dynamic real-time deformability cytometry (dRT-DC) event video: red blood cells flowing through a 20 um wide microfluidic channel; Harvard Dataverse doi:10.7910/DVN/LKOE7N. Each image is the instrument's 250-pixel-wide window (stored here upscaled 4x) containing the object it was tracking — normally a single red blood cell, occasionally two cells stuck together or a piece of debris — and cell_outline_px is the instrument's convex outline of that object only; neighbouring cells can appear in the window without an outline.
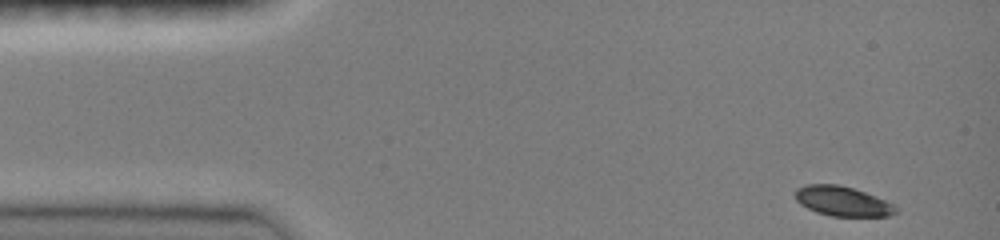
{"species": "common noctule bat (a hibernating species)", "species_latin": "Nyctalus noctula", "temperature_condition": "room temperature", "stored_images_in_passage": 30, "camera_frame_rate_fps": 3000, "um_per_image_px": 0.085, "animal": {"sex": "female", "body_mass_g": 19.0, "forearm_length_mm": 51.5}, "frame": {"image": 1, "passage_image": 1, "time_ms": 0.0, "image_size_px": [1000, 240], "cell_outline_px": [[900, 212], [888, 216], [832, 216], [816, 212], [800, 204], [796, 200], [796, 188], [804, 184], [836, 184], [852, 188], [864, 192], [896, 204]], "centroid_in_image_um": [71.65, 17.11], "position_along_channel_um": 13.4, "area_um2": 17.51}}
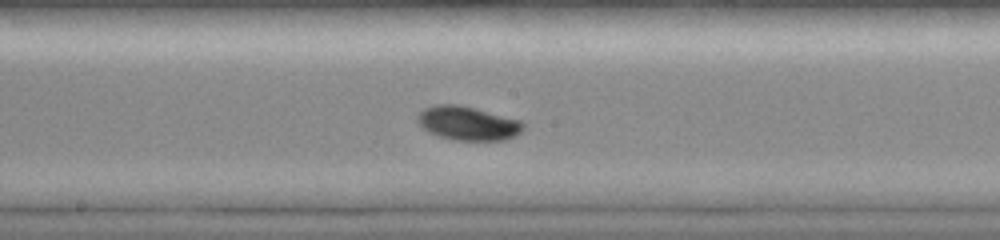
{"frame": {"image": 2, "passage_image": 15, "time_ms": 7.333, "image_size_px": [1000, 240], "cell_outline_px": [[524, 128], [516, 136], [504, 140], [456, 140], [440, 136], [428, 132], [416, 120], [416, 116], [424, 108], [436, 104], [460, 104], [476, 108], [520, 120], [524, 124]], "centroid_in_image_um": [39.76, 10.47], "position_along_channel_um": 208.4, "area_um2": 20.92}}
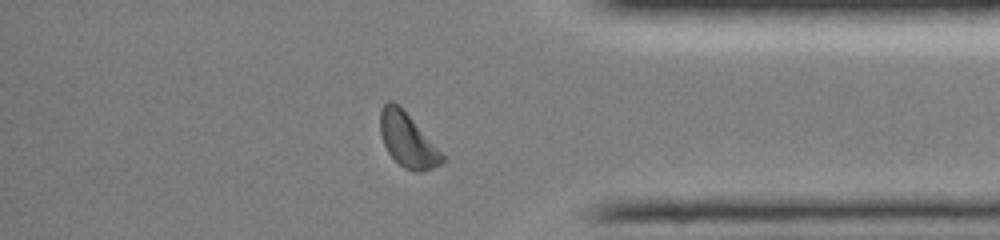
{"frame": {"image": 3, "passage_image": 26, "time_ms": 12.333, "image_size_px": [1000, 240], "cell_outline_px": [[444, 160], [440, 164], [424, 172], [416, 172], [404, 168], [388, 152], [384, 144], [380, 132], [380, 112], [384, 104], [388, 100], [392, 100], [400, 104], [444, 156]], "centroid_in_image_um": [34.62, 11.88], "position_along_channel_um": 400.6, "area_um2": 19.36}, "authors_computed_cell_mechanics": {"area_um2": 19.3052, "velocity_mm_per_s": 3.9881, "shape_relaxation_time_tau1_ms": 2.3975, "shape_relaxation_time_tau2_ms": null, "deformation_change_tau1": 0.0807, "deformation_change_tau2": null}}